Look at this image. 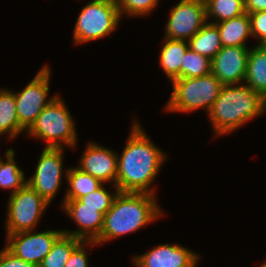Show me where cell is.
I'll return each instance as SVG.
<instances>
[{"mask_svg":"<svg viewBox=\"0 0 266 267\" xmlns=\"http://www.w3.org/2000/svg\"><path fill=\"white\" fill-rule=\"evenodd\" d=\"M220 33L222 47L247 46L246 39L251 35L250 17L244 13L238 17L215 24Z\"/></svg>","mask_w":266,"mask_h":267,"instance_id":"obj_17","label":"cell"},{"mask_svg":"<svg viewBox=\"0 0 266 267\" xmlns=\"http://www.w3.org/2000/svg\"><path fill=\"white\" fill-rule=\"evenodd\" d=\"M249 48L247 46H227L211 60V73L223 84L244 82Z\"/></svg>","mask_w":266,"mask_h":267,"instance_id":"obj_12","label":"cell"},{"mask_svg":"<svg viewBox=\"0 0 266 267\" xmlns=\"http://www.w3.org/2000/svg\"><path fill=\"white\" fill-rule=\"evenodd\" d=\"M120 17L116 1L91 0L82 8L76 21L74 44L94 41L109 35L116 29Z\"/></svg>","mask_w":266,"mask_h":267,"instance_id":"obj_6","label":"cell"},{"mask_svg":"<svg viewBox=\"0 0 266 267\" xmlns=\"http://www.w3.org/2000/svg\"><path fill=\"white\" fill-rule=\"evenodd\" d=\"M260 46L266 51V40L263 41Z\"/></svg>","mask_w":266,"mask_h":267,"instance_id":"obj_32","label":"cell"},{"mask_svg":"<svg viewBox=\"0 0 266 267\" xmlns=\"http://www.w3.org/2000/svg\"><path fill=\"white\" fill-rule=\"evenodd\" d=\"M187 42L191 50L210 60L222 49L218 27L209 22Z\"/></svg>","mask_w":266,"mask_h":267,"instance_id":"obj_19","label":"cell"},{"mask_svg":"<svg viewBox=\"0 0 266 267\" xmlns=\"http://www.w3.org/2000/svg\"><path fill=\"white\" fill-rule=\"evenodd\" d=\"M24 129L20 126L16 111V101L11 90H0V135L9 134L8 140L21 134Z\"/></svg>","mask_w":266,"mask_h":267,"instance_id":"obj_20","label":"cell"},{"mask_svg":"<svg viewBox=\"0 0 266 267\" xmlns=\"http://www.w3.org/2000/svg\"><path fill=\"white\" fill-rule=\"evenodd\" d=\"M251 35L254 38H258L260 45L266 40V11H259L255 13H249Z\"/></svg>","mask_w":266,"mask_h":267,"instance_id":"obj_28","label":"cell"},{"mask_svg":"<svg viewBox=\"0 0 266 267\" xmlns=\"http://www.w3.org/2000/svg\"><path fill=\"white\" fill-rule=\"evenodd\" d=\"M63 148L45 147L27 184L49 204L61 186Z\"/></svg>","mask_w":266,"mask_h":267,"instance_id":"obj_10","label":"cell"},{"mask_svg":"<svg viewBox=\"0 0 266 267\" xmlns=\"http://www.w3.org/2000/svg\"><path fill=\"white\" fill-rule=\"evenodd\" d=\"M165 29V38L188 41L206 23L204 0H180L172 7Z\"/></svg>","mask_w":266,"mask_h":267,"instance_id":"obj_9","label":"cell"},{"mask_svg":"<svg viewBox=\"0 0 266 267\" xmlns=\"http://www.w3.org/2000/svg\"><path fill=\"white\" fill-rule=\"evenodd\" d=\"M246 13L266 11V0H244Z\"/></svg>","mask_w":266,"mask_h":267,"instance_id":"obj_31","label":"cell"},{"mask_svg":"<svg viewBox=\"0 0 266 267\" xmlns=\"http://www.w3.org/2000/svg\"><path fill=\"white\" fill-rule=\"evenodd\" d=\"M223 85L208 113L215 135L229 134L266 112V100L246 84Z\"/></svg>","mask_w":266,"mask_h":267,"instance_id":"obj_3","label":"cell"},{"mask_svg":"<svg viewBox=\"0 0 266 267\" xmlns=\"http://www.w3.org/2000/svg\"><path fill=\"white\" fill-rule=\"evenodd\" d=\"M62 205L67 216L78 224L75 231L63 230V233L83 241H95L100 236L104 224L101 207L84 206L78 199L64 200Z\"/></svg>","mask_w":266,"mask_h":267,"instance_id":"obj_14","label":"cell"},{"mask_svg":"<svg viewBox=\"0 0 266 267\" xmlns=\"http://www.w3.org/2000/svg\"><path fill=\"white\" fill-rule=\"evenodd\" d=\"M65 103L56 97L40 112L35 123L27 131L28 135L46 140L45 147H75L77 133L75 124Z\"/></svg>","mask_w":266,"mask_h":267,"instance_id":"obj_4","label":"cell"},{"mask_svg":"<svg viewBox=\"0 0 266 267\" xmlns=\"http://www.w3.org/2000/svg\"><path fill=\"white\" fill-rule=\"evenodd\" d=\"M260 267H266V260H265V262L264 263H262L261 264V266Z\"/></svg>","mask_w":266,"mask_h":267,"instance_id":"obj_33","label":"cell"},{"mask_svg":"<svg viewBox=\"0 0 266 267\" xmlns=\"http://www.w3.org/2000/svg\"><path fill=\"white\" fill-rule=\"evenodd\" d=\"M85 244L93 247L96 245L94 241H83L71 254L66 262L65 267H89L88 256L85 250Z\"/></svg>","mask_w":266,"mask_h":267,"instance_id":"obj_29","label":"cell"},{"mask_svg":"<svg viewBox=\"0 0 266 267\" xmlns=\"http://www.w3.org/2000/svg\"><path fill=\"white\" fill-rule=\"evenodd\" d=\"M77 168L99 179L102 183L113 182L116 188L117 154L112 150L88 143Z\"/></svg>","mask_w":266,"mask_h":267,"instance_id":"obj_15","label":"cell"},{"mask_svg":"<svg viewBox=\"0 0 266 267\" xmlns=\"http://www.w3.org/2000/svg\"><path fill=\"white\" fill-rule=\"evenodd\" d=\"M62 233L63 230H46L37 233L31 230L6 234L5 246L20 259L38 267Z\"/></svg>","mask_w":266,"mask_h":267,"instance_id":"obj_11","label":"cell"},{"mask_svg":"<svg viewBox=\"0 0 266 267\" xmlns=\"http://www.w3.org/2000/svg\"><path fill=\"white\" fill-rule=\"evenodd\" d=\"M155 195L143 192H118L111 208L104 215L97 245L122 235L136 232L162 216Z\"/></svg>","mask_w":266,"mask_h":267,"instance_id":"obj_2","label":"cell"},{"mask_svg":"<svg viewBox=\"0 0 266 267\" xmlns=\"http://www.w3.org/2000/svg\"><path fill=\"white\" fill-rule=\"evenodd\" d=\"M50 74V68L45 65L22 91L14 92L18 120L25 131L31 128L40 112L56 97L47 99Z\"/></svg>","mask_w":266,"mask_h":267,"instance_id":"obj_8","label":"cell"},{"mask_svg":"<svg viewBox=\"0 0 266 267\" xmlns=\"http://www.w3.org/2000/svg\"><path fill=\"white\" fill-rule=\"evenodd\" d=\"M0 267H36L34 264L20 259L6 246L0 251Z\"/></svg>","mask_w":266,"mask_h":267,"instance_id":"obj_30","label":"cell"},{"mask_svg":"<svg viewBox=\"0 0 266 267\" xmlns=\"http://www.w3.org/2000/svg\"><path fill=\"white\" fill-rule=\"evenodd\" d=\"M244 82L266 100V51L260 45L249 50Z\"/></svg>","mask_w":266,"mask_h":267,"instance_id":"obj_16","label":"cell"},{"mask_svg":"<svg viewBox=\"0 0 266 267\" xmlns=\"http://www.w3.org/2000/svg\"><path fill=\"white\" fill-rule=\"evenodd\" d=\"M14 150H6V161L0 158V188L11 189V194L17 192L27 184L23 171L16 165Z\"/></svg>","mask_w":266,"mask_h":267,"instance_id":"obj_23","label":"cell"},{"mask_svg":"<svg viewBox=\"0 0 266 267\" xmlns=\"http://www.w3.org/2000/svg\"><path fill=\"white\" fill-rule=\"evenodd\" d=\"M68 187L64 200H76L82 196L95 191L102 183L99 179L92 175L81 171L77 167L64 171Z\"/></svg>","mask_w":266,"mask_h":267,"instance_id":"obj_21","label":"cell"},{"mask_svg":"<svg viewBox=\"0 0 266 267\" xmlns=\"http://www.w3.org/2000/svg\"><path fill=\"white\" fill-rule=\"evenodd\" d=\"M206 5V20L209 23H219L224 20L238 17L245 11L244 0H204ZM214 18L212 22L208 21V18Z\"/></svg>","mask_w":266,"mask_h":267,"instance_id":"obj_24","label":"cell"},{"mask_svg":"<svg viewBox=\"0 0 266 267\" xmlns=\"http://www.w3.org/2000/svg\"><path fill=\"white\" fill-rule=\"evenodd\" d=\"M83 240L62 233L53 243L51 251L38 267H65L72 252Z\"/></svg>","mask_w":266,"mask_h":267,"instance_id":"obj_22","label":"cell"},{"mask_svg":"<svg viewBox=\"0 0 266 267\" xmlns=\"http://www.w3.org/2000/svg\"><path fill=\"white\" fill-rule=\"evenodd\" d=\"M209 74L211 60L188 48L181 63L180 78L203 77Z\"/></svg>","mask_w":266,"mask_h":267,"instance_id":"obj_25","label":"cell"},{"mask_svg":"<svg viewBox=\"0 0 266 267\" xmlns=\"http://www.w3.org/2000/svg\"><path fill=\"white\" fill-rule=\"evenodd\" d=\"M49 203L28 184L10 194L8 200L7 234L34 230Z\"/></svg>","mask_w":266,"mask_h":267,"instance_id":"obj_7","label":"cell"},{"mask_svg":"<svg viewBox=\"0 0 266 267\" xmlns=\"http://www.w3.org/2000/svg\"><path fill=\"white\" fill-rule=\"evenodd\" d=\"M132 259L137 267H196L199 256L179 244L166 243Z\"/></svg>","mask_w":266,"mask_h":267,"instance_id":"obj_13","label":"cell"},{"mask_svg":"<svg viewBox=\"0 0 266 267\" xmlns=\"http://www.w3.org/2000/svg\"><path fill=\"white\" fill-rule=\"evenodd\" d=\"M160 53V65L171 82L180 79V68L184 54L189 48L188 42L164 38Z\"/></svg>","mask_w":266,"mask_h":267,"instance_id":"obj_18","label":"cell"},{"mask_svg":"<svg viewBox=\"0 0 266 267\" xmlns=\"http://www.w3.org/2000/svg\"><path fill=\"white\" fill-rule=\"evenodd\" d=\"M120 16L147 15L157 6L159 0H116ZM147 13V14H146Z\"/></svg>","mask_w":266,"mask_h":267,"instance_id":"obj_27","label":"cell"},{"mask_svg":"<svg viewBox=\"0 0 266 267\" xmlns=\"http://www.w3.org/2000/svg\"><path fill=\"white\" fill-rule=\"evenodd\" d=\"M140 125L137 121L133 122L125 148L117 157L116 189L120 192L154 194L150 186L166 156L147 137Z\"/></svg>","mask_w":266,"mask_h":267,"instance_id":"obj_1","label":"cell"},{"mask_svg":"<svg viewBox=\"0 0 266 267\" xmlns=\"http://www.w3.org/2000/svg\"><path fill=\"white\" fill-rule=\"evenodd\" d=\"M171 83L173 92L166 105V110L171 112H191L203 108L208 114L223 87L212 73L203 77L180 78Z\"/></svg>","mask_w":266,"mask_h":267,"instance_id":"obj_5","label":"cell"},{"mask_svg":"<svg viewBox=\"0 0 266 267\" xmlns=\"http://www.w3.org/2000/svg\"><path fill=\"white\" fill-rule=\"evenodd\" d=\"M115 190L116 192L110 193L103 187L102 184L95 191L80 197L78 200L83 203L84 206L101 207V213L105 215L111 208L112 203L119 192L118 189L115 188Z\"/></svg>","mask_w":266,"mask_h":267,"instance_id":"obj_26","label":"cell"}]
</instances>
